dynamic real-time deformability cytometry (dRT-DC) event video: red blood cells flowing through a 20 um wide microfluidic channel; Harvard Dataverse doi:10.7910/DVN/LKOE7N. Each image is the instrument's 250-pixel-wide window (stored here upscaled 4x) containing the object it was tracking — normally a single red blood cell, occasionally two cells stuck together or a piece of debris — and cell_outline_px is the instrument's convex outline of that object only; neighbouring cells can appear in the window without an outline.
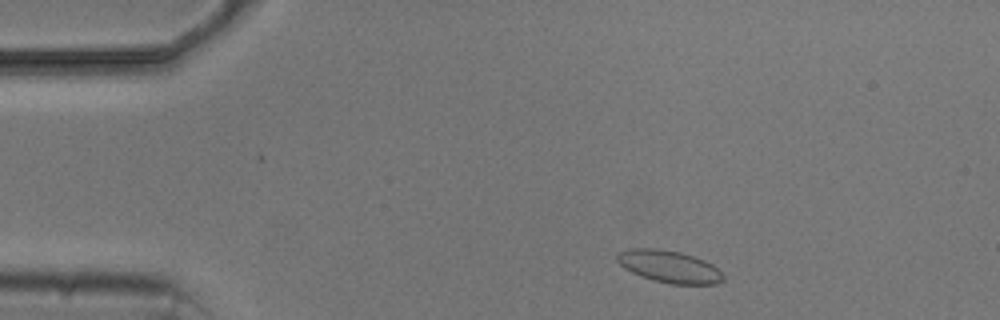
{"species": "common noctule bat (a hibernating species)", "species_latin": "Nyctalus noctula", "temperature_condition": "cold", "stored_images_in_passage": 4, "camera_frame_rate_fps": 3000, "um_per_image_px": 0.085, "animal": {"sex": "male", "body_mass_g": 20.5, "forearm_length_mm": 52.5}, "frame": {"image": 1, "passage_image": 2, "time_ms": 1.0, "image_size_px": [1000, 320], "cell_outline_px": [[724, 280], [716, 284], [672, 284], [652, 280], [640, 276], [624, 268], [616, 260], [616, 252], [628, 248], [656, 248], [680, 252], [704, 260], [712, 264], [724, 276]], "centroid_in_image_um": [56.84, 22.65], "position_along_channel_um": 28.2, "area_um2": 20.0}}
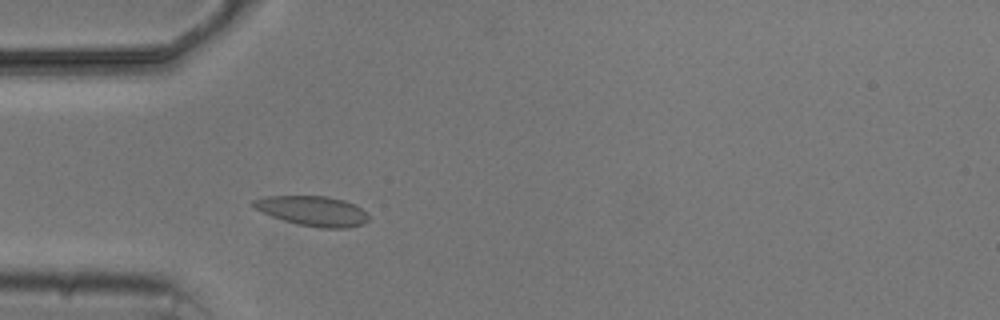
{"frame": {"image": 2, "passage_image": 4, "time_ms": 3.333, "image_size_px": [1000, 320], "cell_outline_px": [[368, 220], [364, 224], [348, 228], [320, 228], [300, 224], [284, 220], [272, 216], [256, 208], [252, 204], [252, 200], [264, 196], [328, 196], [344, 200], [360, 208], [368, 216]], "centroid_in_image_um": [26.59, 17.93], "position_along_channel_um": 58.4, "area_um2": 19.83}}